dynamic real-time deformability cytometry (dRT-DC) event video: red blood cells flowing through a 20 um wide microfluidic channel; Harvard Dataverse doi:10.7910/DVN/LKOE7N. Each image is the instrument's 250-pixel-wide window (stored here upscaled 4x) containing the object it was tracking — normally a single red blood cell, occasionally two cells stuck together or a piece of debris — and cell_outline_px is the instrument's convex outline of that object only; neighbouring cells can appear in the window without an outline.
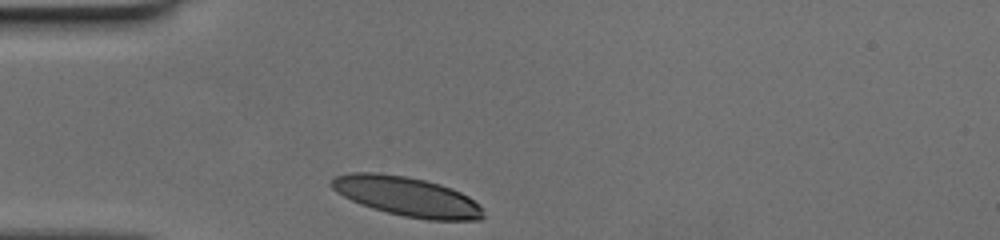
{"species": "human", "species_latin": "Homo sapiens", "temperature_condition": "cold", "stored_images_in_passage": 27, "camera_frame_rate_fps": 3000, "um_per_image_px": 0.085, "donor": {"sex": "female"}, "frame": {"image": 1, "passage_image": 1, "time_ms": 0.0, "image_size_px": [1000, 240], "cell_outline_px": [[484, 216], [480, 220], [428, 220], [404, 216], [372, 208], [360, 204], [336, 192], [328, 184], [336, 176], [348, 172], [376, 172], [404, 176], [424, 180], [440, 184], [452, 188], [468, 196], [480, 204]], "centroid_in_image_um": [34.59, 16.7], "position_along_channel_um": 50.4, "area_um2": 34.85}}
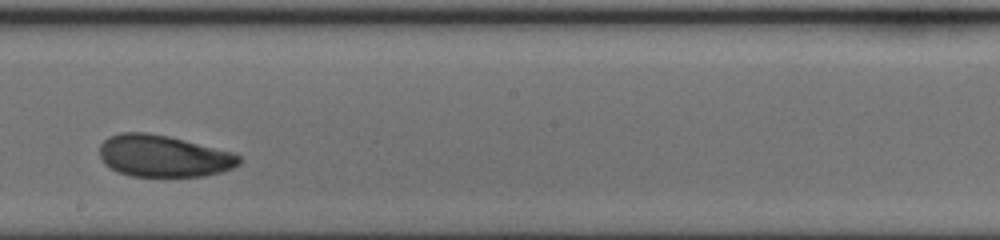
{"frame": {"image": 2, "passage_image": 16, "time_ms": 5.0, "image_size_px": [1000, 240], "cell_outline_px": [[240, 164], [232, 168], [220, 172], [204, 176], [132, 176], [116, 172], [104, 164], [100, 156], [100, 144], [108, 136], [120, 132], [148, 132], [168, 136], [236, 152], [240, 156]], "centroid_in_image_um": [13.89, 13.25], "position_along_channel_um": 234.3, "area_um2": 34.33}}
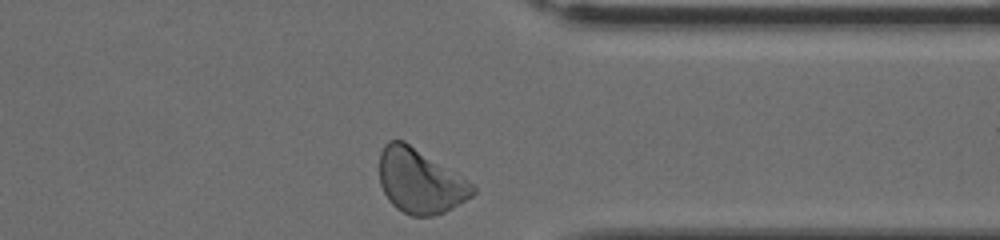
{"frame": {"image": 3, "passage_image": 27, "time_ms": 8.667, "image_size_px": [1000, 240], "cell_outline_px": [[476, 192], [472, 196], [452, 208], [444, 212], [432, 216], [412, 216], [396, 208], [388, 200], [380, 184], [380, 152], [384, 144], [388, 140], [404, 140], [464, 176], [476, 188]], "centroid_in_image_um": [35.71, 15.38], "position_along_channel_um": 375.7, "area_um2": 35.26}}